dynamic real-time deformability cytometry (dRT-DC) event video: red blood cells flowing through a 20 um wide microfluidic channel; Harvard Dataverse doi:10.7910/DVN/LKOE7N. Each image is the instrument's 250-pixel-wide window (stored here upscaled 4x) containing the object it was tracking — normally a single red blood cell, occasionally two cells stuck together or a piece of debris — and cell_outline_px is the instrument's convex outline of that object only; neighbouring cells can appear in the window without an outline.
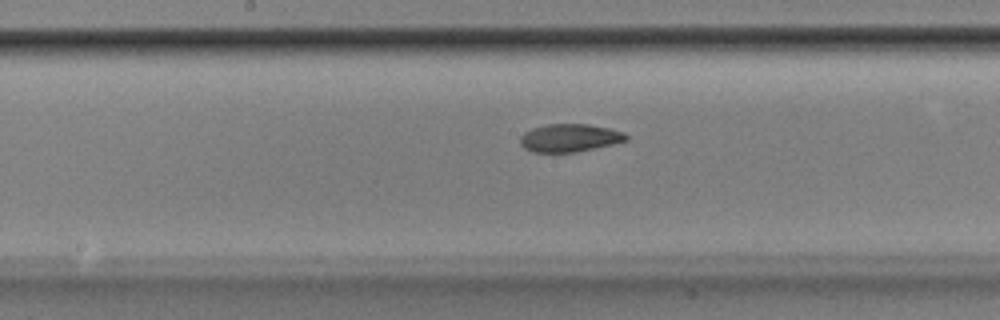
{"species": "Egyptian fruit bat (a non-hibernating species)", "species_latin": "Rousettus aegyptiacus", "temperature_condition": "room temperature", "stored_images_in_passage": 52, "camera_frame_rate_fps": 3000, "um_per_image_px": 0.085, "animal": {"sex": "male"}, "frame": {"image": 1, "passage_image": 27, "time_ms": 8.667, "image_size_px": [1000, 320], "cell_outline_px": [[628, 140], [612, 144], [576, 152], [532, 152], [524, 148], [520, 144], [520, 136], [524, 132], [532, 128], [548, 124], [588, 124], [608, 128], [624, 132], [628, 136]], "centroid_in_image_um": [48.4, 11.72], "position_along_channel_um": 199.8, "area_um2": 17.22}}
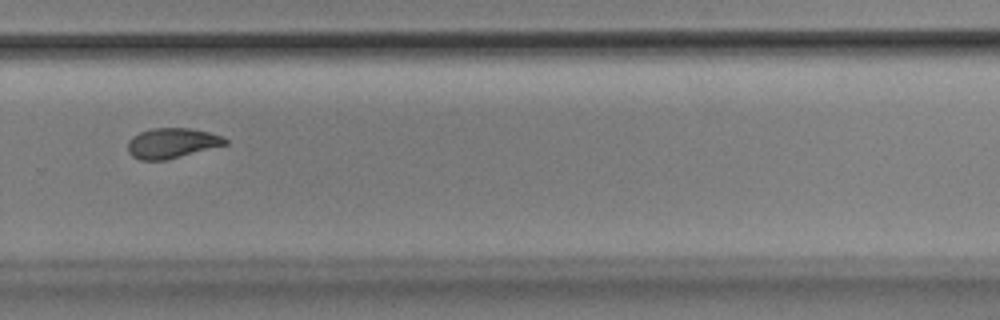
{"frame": {"image": 2, "passage_image": 36, "time_ms": 11.667, "image_size_px": [1000, 320], "cell_outline_px": [[228, 144], [164, 160], [140, 160], [132, 156], [128, 152], [128, 140], [132, 136], [140, 132], [152, 128], [192, 128], [224, 136], [228, 140]], "centroid_in_image_um": [14.61, 12.15], "position_along_channel_um": 315.2, "area_um2": 17.11}}
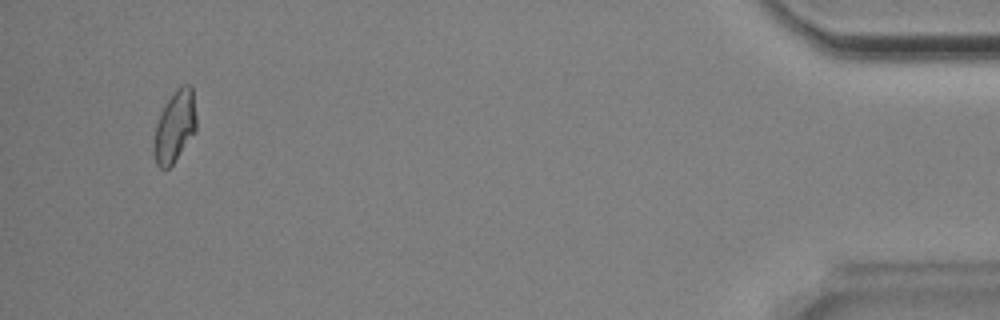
{"frame": {"image": 3, "passage_image": 50, "time_ms": 16.333, "image_size_px": [1000, 320], "cell_outline_px": [[196, 132], [172, 164], [168, 168], [160, 168], [156, 164], [152, 148], [152, 140], [156, 124], [160, 112], [176, 88], [180, 84], [188, 84], [192, 88], [196, 116]], "centroid_in_image_um": [14.83, 10.76], "position_along_channel_um": 420.4, "area_um2": 17.92}, "authors_computed_cell_mechanics": {"area_um2": 17.8313, "velocity_mm_per_s": 3.8634, "shape_relaxation_time_tau1_ms": 4.1335, "shape_relaxation_time_tau2_ms": 2.7911, "deformation_change_tau1": 0.1375, "deformation_change_tau2": 0.082}}